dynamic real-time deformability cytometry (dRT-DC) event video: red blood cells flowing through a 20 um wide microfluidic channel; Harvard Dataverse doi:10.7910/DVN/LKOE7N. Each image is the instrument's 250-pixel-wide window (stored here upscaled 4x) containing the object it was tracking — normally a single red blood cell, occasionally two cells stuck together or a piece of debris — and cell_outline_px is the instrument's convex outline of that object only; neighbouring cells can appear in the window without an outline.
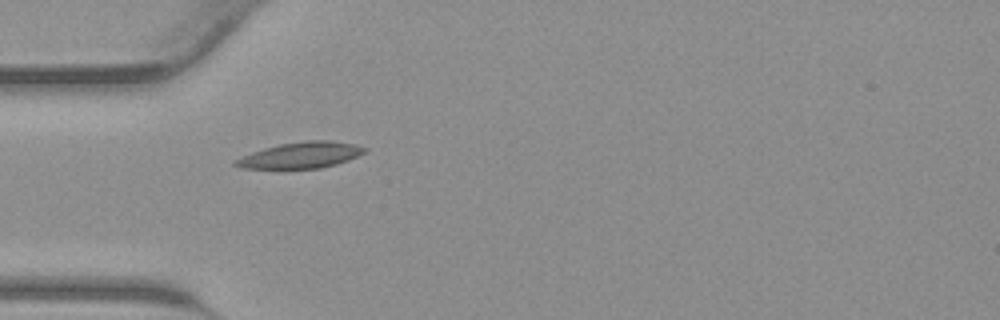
{"species": "common noctule bat (a hibernating species)", "species_latin": "Nyctalus noctula", "temperature_condition": "warm", "stored_images_in_passage": 31, "camera_frame_rate_fps": 3000, "um_per_image_px": 0.085, "animal": {"sex": "male", "body_mass_g": 23.1, "forearm_length_mm": 52.7}, "frame": {"image": 1, "passage_image": 1, "time_ms": 0.0, "image_size_px": [1000, 320], "cell_outline_px": [[368, 148], [364, 152], [348, 160], [336, 164], [320, 168], [240, 168], [232, 164], [232, 160], [252, 152], [264, 148], [280, 144], [304, 140], [332, 140], [356, 144]], "centroid_in_image_um": [25.56, 13.18], "position_along_channel_um": 59.4, "area_um2": 19.65}}
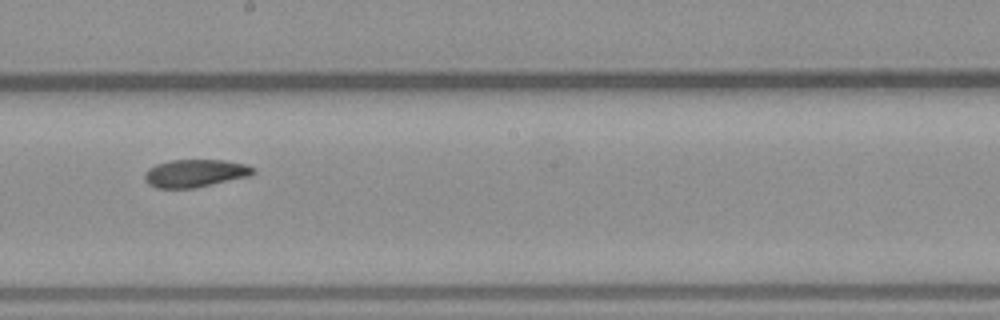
{"frame": {"image": 2, "passage_image": 12, "time_ms": 3.667, "image_size_px": [1000, 320], "cell_outline_px": [[256, 172], [252, 176], [192, 188], [156, 188], [148, 184], [144, 180], [144, 172], [148, 168], [156, 164], [168, 160], [224, 160], [248, 164], [256, 168]], "centroid_in_image_um": [16.61, 14.72], "position_along_channel_um": 231.6, "area_um2": 17.86}}
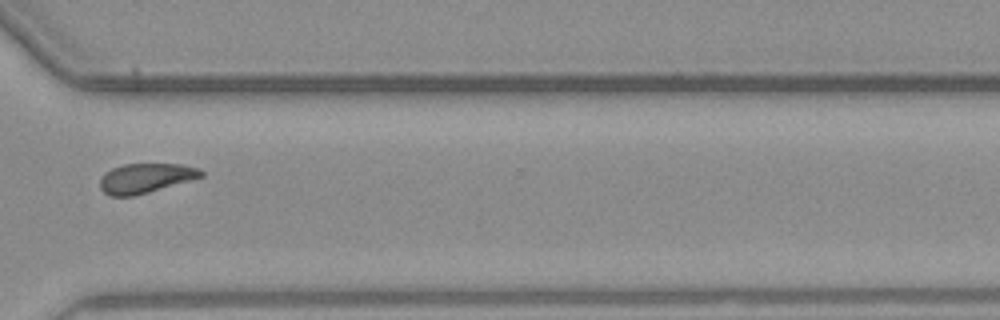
{"frame": {"image": 3, "passage_image": 20, "time_ms": 6.333, "image_size_px": [1000, 320], "cell_outline_px": [[204, 176], [148, 192], [132, 196], [108, 196], [100, 188], [100, 180], [104, 172], [112, 168], [124, 164], [180, 164], [200, 168], [204, 172]], "centroid_in_image_um": [12.36, 15.13], "position_along_channel_um": 358.2, "area_um2": 17.4}}